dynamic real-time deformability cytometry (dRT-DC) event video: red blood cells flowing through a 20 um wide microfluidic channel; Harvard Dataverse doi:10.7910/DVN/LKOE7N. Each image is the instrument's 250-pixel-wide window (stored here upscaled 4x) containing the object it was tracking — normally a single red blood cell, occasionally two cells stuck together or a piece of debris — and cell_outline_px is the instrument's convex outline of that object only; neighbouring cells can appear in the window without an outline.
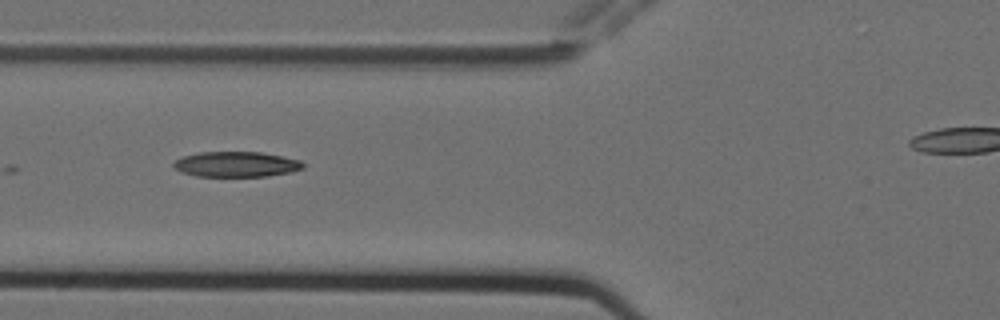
{"species": "Egyptian fruit bat (a non-hibernating species)", "species_latin": "Rousettus aegyptiacus", "temperature_condition": "cold", "stored_images_in_passage": 10, "segment_of_instrument_passage": [1, 2], "camera_frame_rate_fps": 3000, "um_per_image_px": 0.085, "animal": {"sex": "female"}, "frame": {"image": 1, "passage_image": 5, "time_ms": 1.333, "image_size_px": [1000, 320], "cell_outline_px": [[304, 168], [292, 172], [268, 176], [196, 176], [180, 172], [172, 164], [176, 160], [184, 156], [200, 152], [260, 152], [284, 156], [300, 160], [304, 164]], "centroid_in_image_um": [20.11, 13.96], "position_along_channel_um": 105.7, "area_um2": 19.13}}
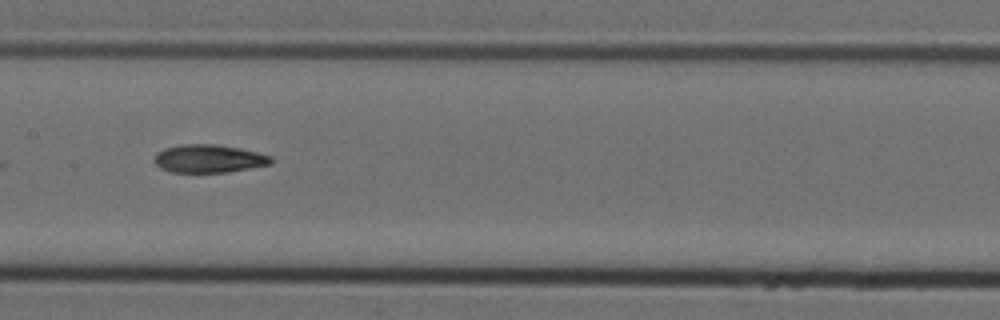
{"frame": {"image": 2, "passage_image": 7, "time_ms": 2.0, "image_size_px": [1000, 320], "cell_outline_px": [[272, 164], [228, 172], [172, 172], [160, 168], [152, 160], [152, 156], [156, 152], [164, 148], [180, 144], [216, 144], [240, 148], [272, 156]], "centroid_in_image_um": [17.71, 13.48], "position_along_channel_um": 189.7, "area_um2": 19.31}}
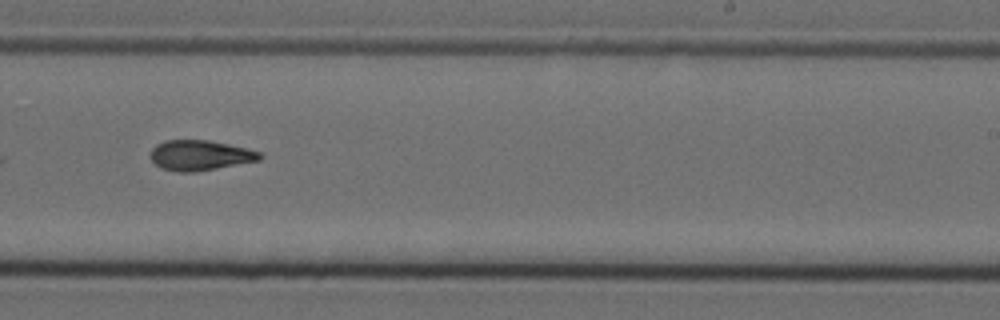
{"frame": {"image": 3, "passage_image": 9, "time_ms": 2.667, "image_size_px": [1000, 320], "cell_outline_px": [[264, 156], [260, 160], [196, 172], [180, 172], [160, 168], [152, 160], [152, 148], [156, 144], [164, 140], [208, 140], [228, 144], [260, 152]], "centroid_in_image_um": [17.0, 13.2], "position_along_channel_um": 272.0, "area_um2": 19.13}}